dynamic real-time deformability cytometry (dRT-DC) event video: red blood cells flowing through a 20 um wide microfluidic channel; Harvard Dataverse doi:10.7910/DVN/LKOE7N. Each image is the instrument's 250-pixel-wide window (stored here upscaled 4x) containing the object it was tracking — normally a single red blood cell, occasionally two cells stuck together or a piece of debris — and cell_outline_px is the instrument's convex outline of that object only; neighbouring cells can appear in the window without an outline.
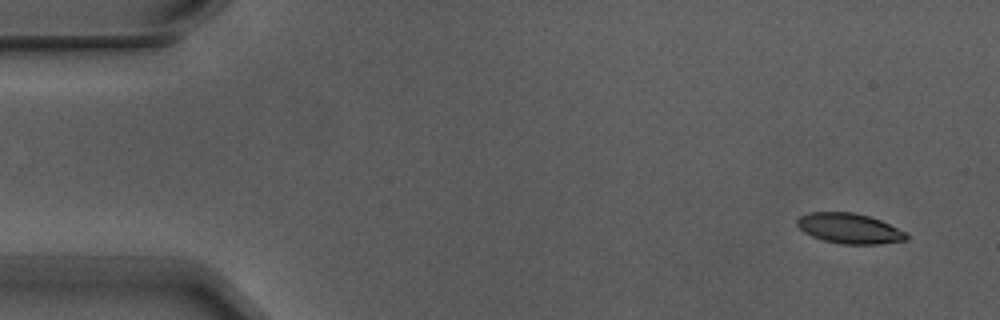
{"species": "Egyptian fruit bat (a non-hibernating species)", "species_latin": "Rousettus aegyptiacus", "temperature_condition": "warm", "stored_images_in_passage": 5, "camera_frame_rate_fps": 3000, "um_per_image_px": 0.085, "animal": {"sex": "male"}, "frame": {"image": 1, "passage_image": 1, "time_ms": 0.0, "image_size_px": [1000, 320], "cell_outline_px": [[908, 240], [880, 244], [840, 244], [824, 240], [812, 236], [804, 232], [796, 224], [796, 220], [800, 216], [808, 212], [852, 212], [868, 216], [880, 220], [904, 232], [908, 236]], "centroid_in_image_um": [72.17, 19.42], "position_along_channel_um": 12.8, "area_um2": 19.13}}